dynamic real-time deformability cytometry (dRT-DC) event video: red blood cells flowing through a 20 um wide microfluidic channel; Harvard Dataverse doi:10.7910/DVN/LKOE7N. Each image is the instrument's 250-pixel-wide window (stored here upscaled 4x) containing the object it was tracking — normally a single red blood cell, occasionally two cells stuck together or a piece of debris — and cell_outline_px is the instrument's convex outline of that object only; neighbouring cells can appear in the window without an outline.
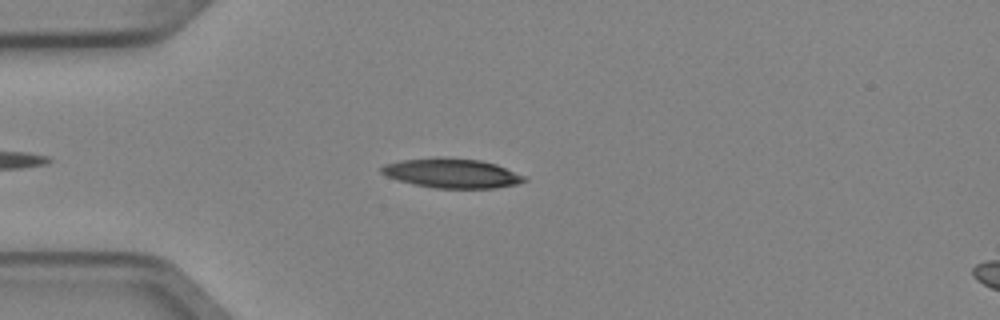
{"species": "Egyptian fruit bat (a non-hibernating species)", "species_latin": "Rousettus aegyptiacus", "temperature_condition": "cold", "stored_images_in_passage": 5, "camera_frame_rate_fps": 3000, "um_per_image_px": 0.085, "animal": {"sex": "female"}, "frame": {"image": 1, "passage_image": 4, "time_ms": 1.0, "image_size_px": [1000, 320], "cell_outline_px": [[528, 180], [516, 184], [496, 188], [436, 188], [412, 184], [388, 176], [380, 172], [380, 168], [384, 164], [400, 160], [480, 160], [496, 164], [524, 176]], "centroid_in_image_um": [38.43, 14.77], "position_along_channel_um": 46.6, "area_um2": 23.41}}